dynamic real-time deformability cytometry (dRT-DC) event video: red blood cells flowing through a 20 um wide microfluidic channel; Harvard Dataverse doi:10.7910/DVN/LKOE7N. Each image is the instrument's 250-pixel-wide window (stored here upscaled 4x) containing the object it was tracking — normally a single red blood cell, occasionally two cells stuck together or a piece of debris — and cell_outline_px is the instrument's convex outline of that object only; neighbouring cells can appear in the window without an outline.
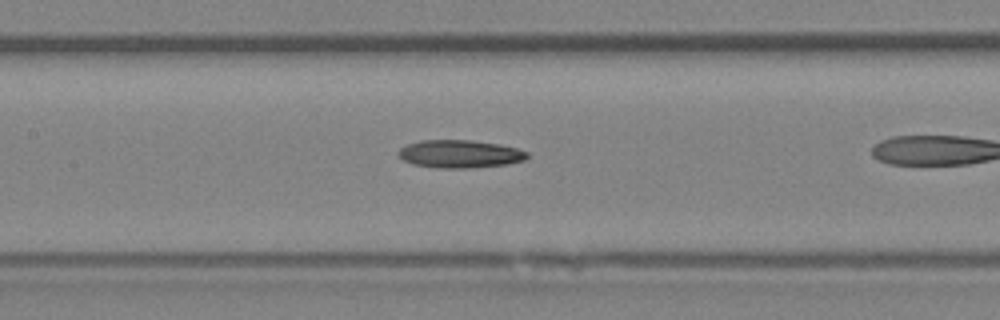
{"species": "Egyptian fruit bat (a non-hibernating species)", "species_latin": "Rousettus aegyptiacus", "temperature_condition": "room temperature", "stored_images_in_passage": 35, "camera_frame_rate_fps": 3000, "um_per_image_px": 0.085, "animal": {"sex": "female"}, "frame": {"image": 1, "passage_image": 20, "time_ms": 6.333, "image_size_px": [1000, 320], "cell_outline_px": [[528, 156], [524, 160], [508, 164], [472, 168], [440, 168], [412, 164], [404, 160], [396, 152], [400, 148], [408, 144], [420, 140], [472, 140], [500, 144], [516, 148], [528, 152]], "centroid_in_image_um": [39.09, 13.08], "position_along_channel_um": 168.3, "area_um2": 20.98}}